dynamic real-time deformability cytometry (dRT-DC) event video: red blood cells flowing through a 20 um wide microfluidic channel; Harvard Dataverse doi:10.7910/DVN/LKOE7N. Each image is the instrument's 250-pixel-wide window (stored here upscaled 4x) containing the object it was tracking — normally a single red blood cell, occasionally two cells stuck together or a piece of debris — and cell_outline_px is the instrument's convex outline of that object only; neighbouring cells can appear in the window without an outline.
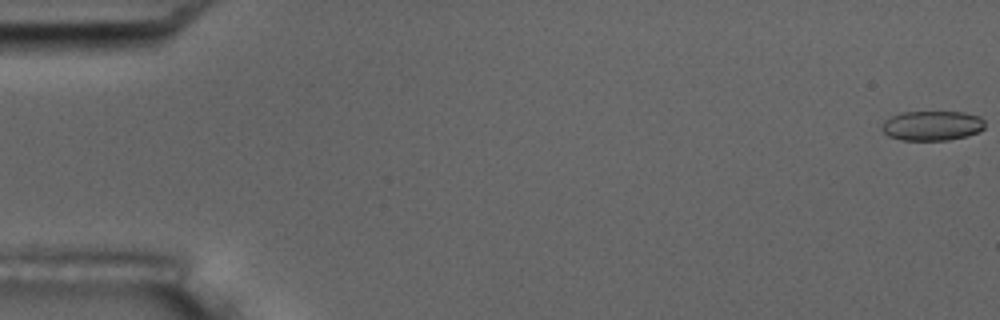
{"species": "common noctule bat (a hibernating species)", "species_latin": "Nyctalus noctula", "temperature_condition": "room temperature", "stored_images_in_passage": 6, "camera_frame_rate_fps": 3000, "um_per_image_px": 0.085, "animal": {"sex": "male", "body_mass_g": 17.5, "forearm_length_mm": 52.3}, "frame": {"image": 1, "passage_image": 1, "time_ms": 0.0, "image_size_px": [1000, 320], "cell_outline_px": [[984, 128], [980, 132], [968, 136], [948, 140], [900, 140], [888, 136], [880, 128], [884, 120], [900, 112], [964, 112], [980, 116], [984, 120]], "centroid_in_image_um": [79.23, 10.68], "position_along_channel_um": 5.8, "area_um2": 18.09}}
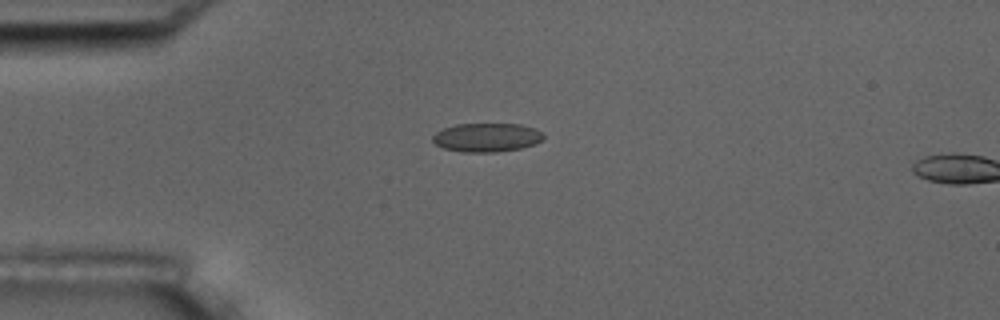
{"frame": {"image": 2, "passage_image": 5, "time_ms": 4.667, "image_size_px": [1000, 320], "cell_outline_px": [[544, 140], [536, 144], [520, 148], [496, 152], [460, 152], [444, 148], [436, 144], [432, 140], [432, 136], [436, 132], [444, 128], [456, 124], [520, 124], [536, 128], [544, 132]], "centroid_in_image_um": [41.42, 11.68], "position_along_channel_um": 43.6, "area_um2": 18.79}}